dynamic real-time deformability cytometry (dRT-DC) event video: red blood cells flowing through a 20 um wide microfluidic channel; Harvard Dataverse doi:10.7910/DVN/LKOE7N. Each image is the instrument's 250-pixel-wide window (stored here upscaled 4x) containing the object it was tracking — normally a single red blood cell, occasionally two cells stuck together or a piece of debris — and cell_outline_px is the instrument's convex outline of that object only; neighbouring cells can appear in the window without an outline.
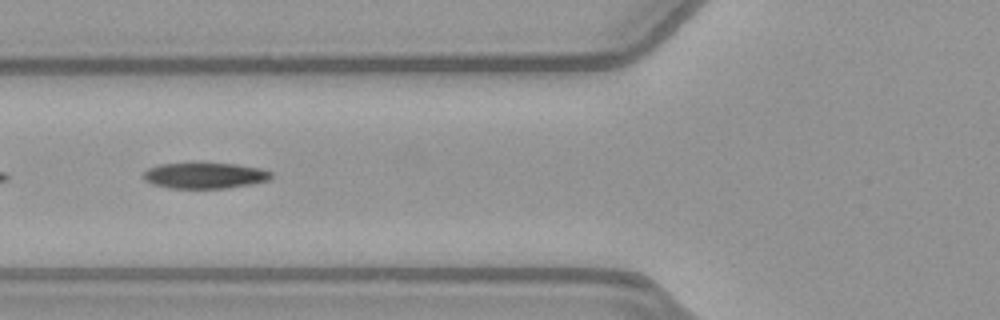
{"species": "common noctule bat (a hibernating species)", "species_latin": "Nyctalus noctula", "temperature_condition": "warm", "stored_images_in_passage": 20, "camera_frame_rate_fps": 3000, "um_per_image_px": 0.085, "animal": {"sex": "female", "body_mass_g": 21.9}, "frame": {"image": 1, "passage_image": 6, "time_ms": 1.667, "image_size_px": [1000, 320], "cell_outline_px": [[272, 176], [268, 180], [252, 184], [228, 188], [168, 188], [152, 184], [144, 180], [140, 176], [148, 168], [160, 164], [192, 160], [236, 164], [260, 168], [272, 172]], "centroid_in_image_um": [17.34, 14.87], "position_along_channel_um": 108.5, "area_um2": 20.29}}
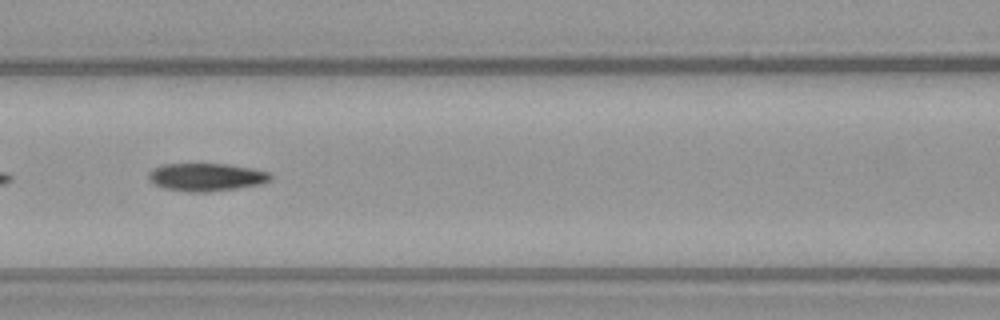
{"frame": {"image": 2, "passage_image": 9, "time_ms": 2.667, "image_size_px": [1000, 320], "cell_outline_px": [[272, 180], [260, 184], [236, 188], [208, 192], [188, 192], [164, 188], [148, 180], [148, 172], [152, 168], [160, 164], [228, 164], [252, 168], [268, 172], [272, 176]], "centroid_in_image_um": [17.51, 15.05], "position_along_channel_um": 149.1, "area_um2": 19.88}}
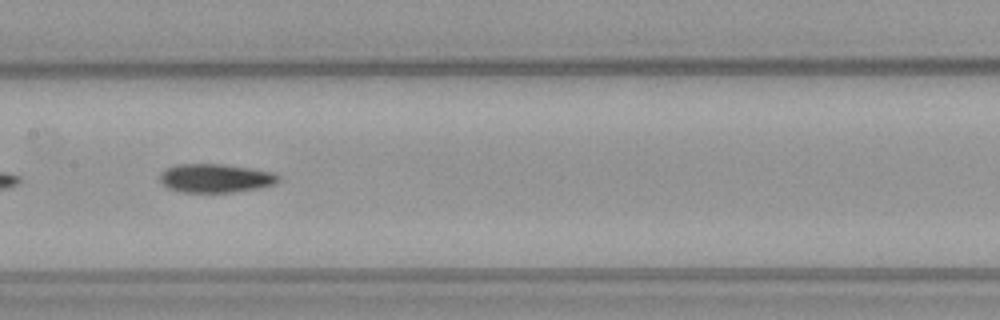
{"frame": {"image": 3, "passage_image": 12, "time_ms": 3.667, "image_size_px": [1000, 320], "cell_outline_px": [[280, 180], [276, 184], [260, 188], [232, 192], [180, 192], [168, 188], [160, 180], [160, 172], [176, 164], [220, 164], [248, 168], [272, 172], [280, 176]], "centroid_in_image_um": [18.33, 15.15], "position_along_channel_um": 189.1, "area_um2": 19.77}}